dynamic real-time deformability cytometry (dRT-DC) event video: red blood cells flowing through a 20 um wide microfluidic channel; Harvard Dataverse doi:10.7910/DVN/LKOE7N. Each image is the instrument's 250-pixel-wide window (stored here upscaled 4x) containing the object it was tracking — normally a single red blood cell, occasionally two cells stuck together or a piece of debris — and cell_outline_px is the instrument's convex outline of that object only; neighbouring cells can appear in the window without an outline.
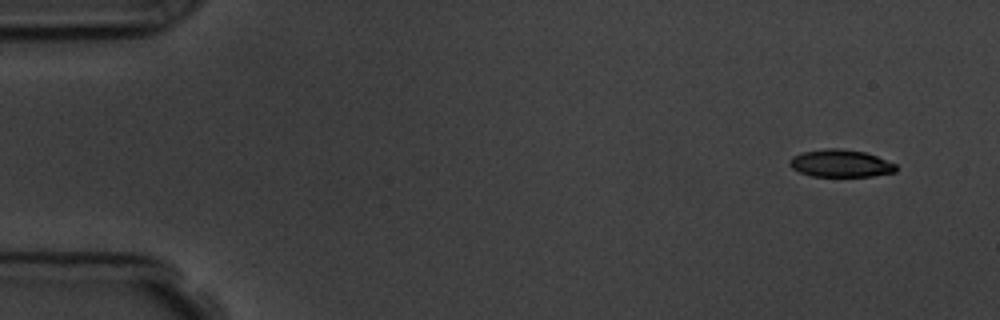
{"species": "common noctule bat (a hibernating species)", "species_latin": "Nyctalus noctula", "temperature_condition": "room temperature", "stored_images_in_passage": 6, "camera_frame_rate_fps": 3000, "um_per_image_px": 0.085, "animal": {"sex": "male", "body_mass_g": 19.5, "forearm_length_mm": 54.6}, "frame": {"image": 1, "passage_image": 1, "time_ms": 0.0, "image_size_px": [1000, 320], "cell_outline_px": [[896, 172], [872, 176], [812, 176], [800, 172], [792, 168], [788, 164], [788, 160], [792, 156], [800, 152], [828, 148], [840, 148], [864, 152], [876, 156], [896, 164]], "centroid_in_image_um": [71.41, 13.88], "position_along_channel_um": 13.6, "area_um2": 17.05}}
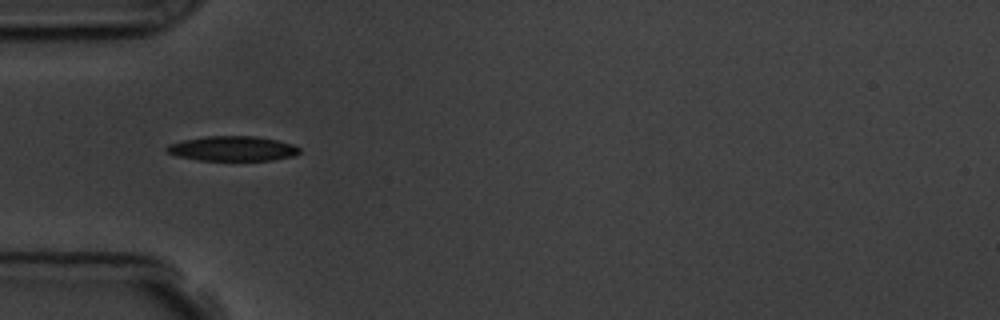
{"frame": {"image": 2, "passage_image": 5, "time_ms": 4.667, "image_size_px": [1000, 320], "cell_outline_px": [[300, 152], [296, 156], [272, 160], [200, 160], [176, 156], [168, 152], [164, 148], [168, 144], [184, 140], [208, 136], [256, 136], [276, 140], [292, 144], [300, 148]], "centroid_in_image_um": [19.78, 12.63], "position_along_channel_um": 65.2, "area_um2": 19.19}}
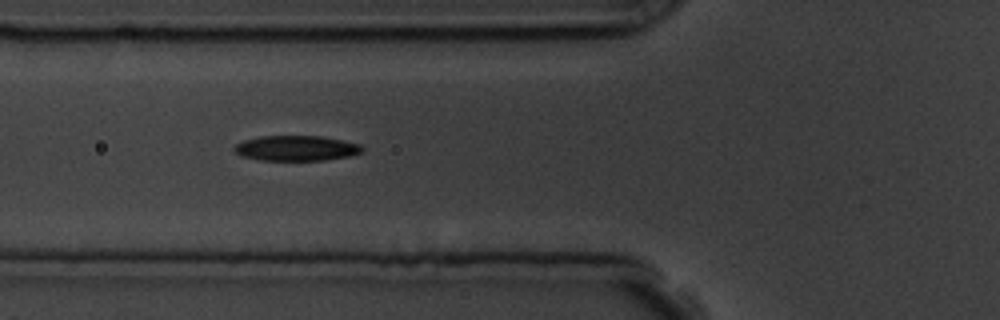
{"frame": {"image": 3, "passage_image": 6, "time_ms": 5.667, "image_size_px": [1000, 320], "cell_outline_px": [[364, 148], [360, 152], [352, 156], [324, 160], [260, 160], [240, 156], [232, 148], [236, 144], [244, 140], [260, 136], [320, 136], [344, 140], [360, 144]], "centroid_in_image_um": [25.18, 12.6], "position_along_channel_um": 100.6, "area_um2": 18.9}}